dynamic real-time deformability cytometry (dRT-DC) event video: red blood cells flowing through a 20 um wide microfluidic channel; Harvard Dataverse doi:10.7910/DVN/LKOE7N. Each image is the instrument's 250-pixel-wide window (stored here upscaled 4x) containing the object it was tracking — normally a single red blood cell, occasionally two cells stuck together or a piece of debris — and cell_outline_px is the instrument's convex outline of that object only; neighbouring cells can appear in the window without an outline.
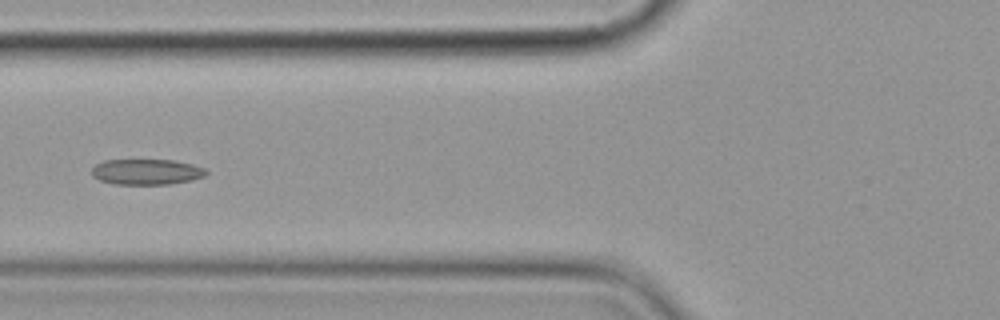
{"species": "common noctule bat (a hibernating species)", "species_latin": "Nyctalus noctula", "temperature_condition": "cold", "stored_images_in_passage": 6, "camera_frame_rate_fps": 3000, "um_per_image_px": 0.085, "animal": {"sex": "female", "body_mass_g": 19.9}, "frame": {"image": 1, "passage_image": 5, "time_ms": 4.667, "image_size_px": [1000, 320], "cell_outline_px": [[208, 172], [204, 176], [192, 180], [168, 184], [116, 184], [100, 180], [92, 176], [92, 168], [96, 164], [104, 160], [172, 160], [192, 164], [204, 168]], "centroid_in_image_um": [12.45, 14.6], "position_along_channel_um": 113.4, "area_um2": 16.99}}
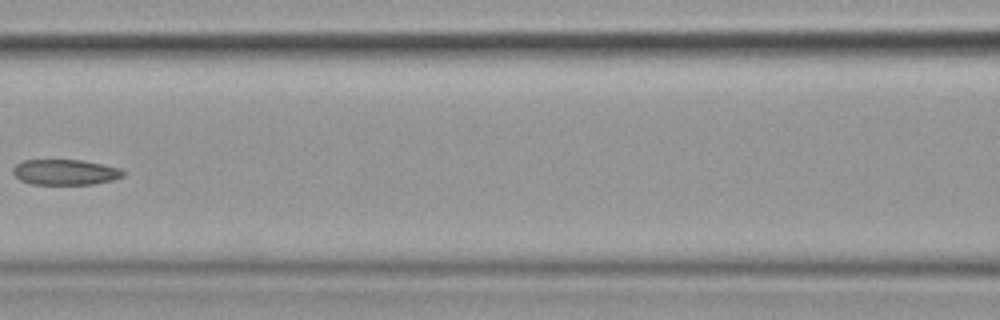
{"frame": {"image": 2, "passage_image": 6, "time_ms": 6.0, "image_size_px": [1000, 320], "cell_outline_px": [[124, 176], [112, 180], [92, 184], [32, 184], [20, 180], [12, 172], [12, 168], [16, 164], [24, 160], [84, 160], [120, 168], [124, 172]], "centroid_in_image_um": [5.53, 14.63], "position_along_channel_um": 161.1, "area_um2": 16.36}}